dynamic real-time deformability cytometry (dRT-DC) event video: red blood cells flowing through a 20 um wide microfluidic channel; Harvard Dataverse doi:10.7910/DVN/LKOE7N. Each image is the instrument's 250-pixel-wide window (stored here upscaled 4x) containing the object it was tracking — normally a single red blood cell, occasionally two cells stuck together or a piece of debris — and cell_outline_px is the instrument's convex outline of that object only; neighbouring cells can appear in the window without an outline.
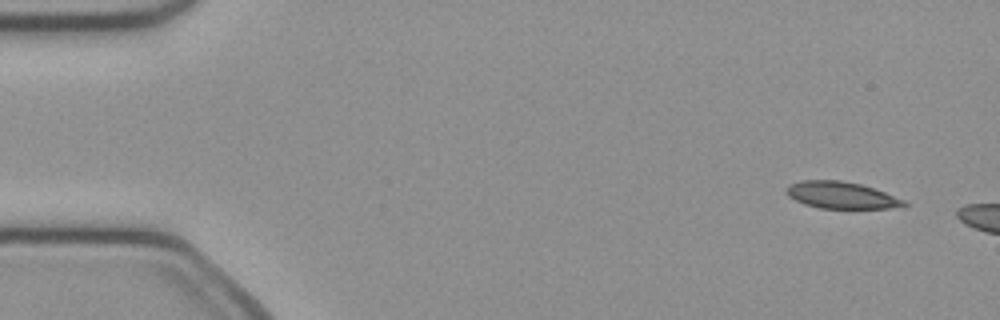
{"species": "common noctule bat (a hibernating species)", "species_latin": "Nyctalus noctula", "temperature_condition": "cold", "stored_images_in_passage": 9, "camera_frame_rate_fps": 3000, "um_per_image_px": 0.085, "animal": {"sex": "female", "body_mass_g": 21.9}, "frame": {"image": 1, "passage_image": 1, "time_ms": 0.0, "image_size_px": [1000, 320], "cell_outline_px": [[908, 204], [888, 208], [820, 208], [804, 204], [788, 196], [784, 192], [784, 188], [788, 184], [800, 180], [840, 180], [860, 184], [884, 192], [904, 200]], "centroid_in_image_um": [71.41, 16.57], "position_along_channel_um": 13.6, "area_um2": 18.26}}